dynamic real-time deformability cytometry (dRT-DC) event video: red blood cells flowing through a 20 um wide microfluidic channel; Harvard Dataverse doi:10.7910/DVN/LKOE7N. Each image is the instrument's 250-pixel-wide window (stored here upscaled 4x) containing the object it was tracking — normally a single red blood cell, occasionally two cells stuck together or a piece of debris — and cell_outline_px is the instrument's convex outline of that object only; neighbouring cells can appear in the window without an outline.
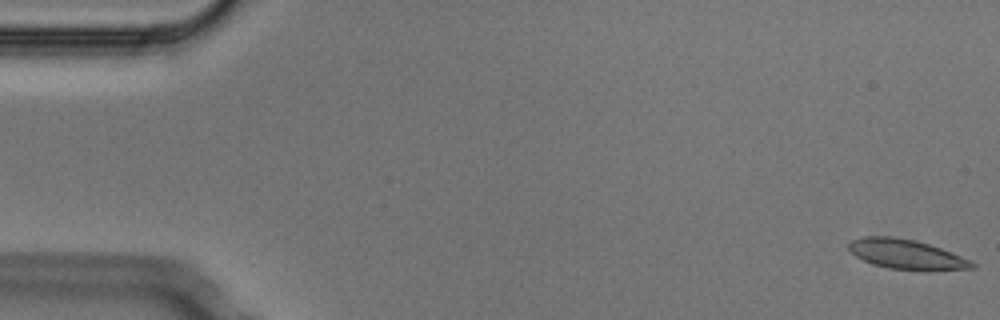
{"species": "Egyptian fruit bat (a non-hibernating species)", "species_latin": "Rousettus aegyptiacus", "temperature_condition": "cold", "stored_images_in_passage": 5, "camera_frame_rate_fps": 3000, "um_per_image_px": 0.085, "animal": {"sex": "male"}, "frame": {"image": 1, "passage_image": 1, "time_ms": 0.0, "image_size_px": [1000, 320], "cell_outline_px": [[976, 268], [888, 268], [872, 264], [856, 256], [848, 248], [848, 244], [852, 240], [864, 236], [892, 236], [912, 240], [928, 244], [952, 252], [972, 260], [976, 264]], "centroid_in_image_um": [76.99, 21.57], "position_along_channel_um": 8.0, "area_um2": 20.46}}